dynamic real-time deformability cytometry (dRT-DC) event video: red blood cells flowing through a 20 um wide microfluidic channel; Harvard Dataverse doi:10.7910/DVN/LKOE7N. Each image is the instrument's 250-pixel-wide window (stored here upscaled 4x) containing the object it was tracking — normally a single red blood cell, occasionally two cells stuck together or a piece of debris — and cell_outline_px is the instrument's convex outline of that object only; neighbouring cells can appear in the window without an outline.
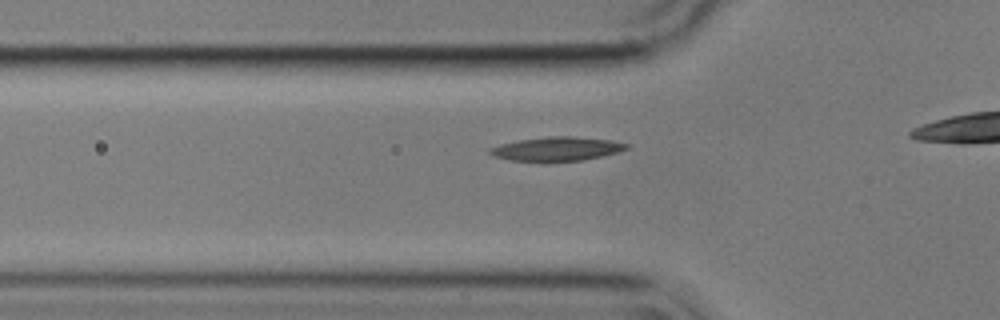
{"species": "common noctule bat (a hibernating species)", "species_latin": "Nyctalus noctula", "temperature_condition": "cold", "stored_images_in_passage": 12, "camera_frame_rate_fps": 3000, "um_per_image_px": 0.085, "animal": {"sex": "male", "body_mass_g": 17.9}, "frame": {"image": 1, "passage_image": 2, "time_ms": 0.333, "image_size_px": [1000, 320], "cell_outline_px": [[628, 148], [616, 152], [584, 160], [508, 160], [492, 156], [488, 152], [488, 148], [500, 144], [516, 140], [548, 136], [572, 136], [612, 140], [628, 144]], "centroid_in_image_um": [47.27, 12.63], "position_along_channel_um": 78.5, "area_um2": 18.79}}
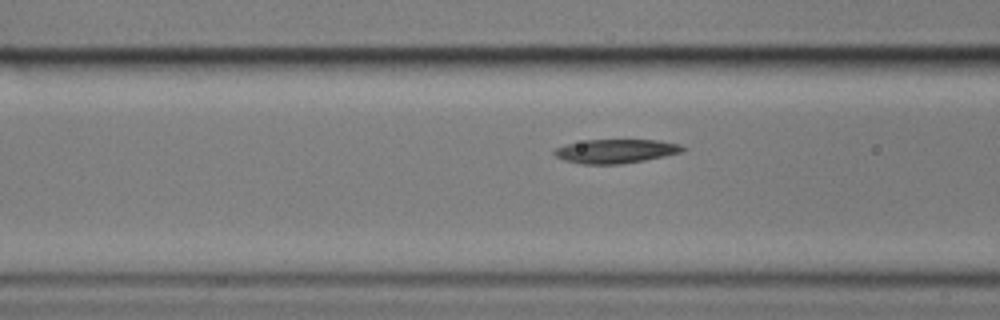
{"frame": {"image": 2, "passage_image": 5, "time_ms": 1.333, "image_size_px": [1000, 320], "cell_outline_px": [[688, 148], [684, 152], [644, 160], [620, 164], [584, 164], [564, 160], [556, 156], [552, 152], [556, 148], [568, 144], [584, 140], [656, 140], [680, 144]], "centroid_in_image_um": [52.38, 12.85], "position_along_channel_um": 114.2, "area_um2": 17.86}}
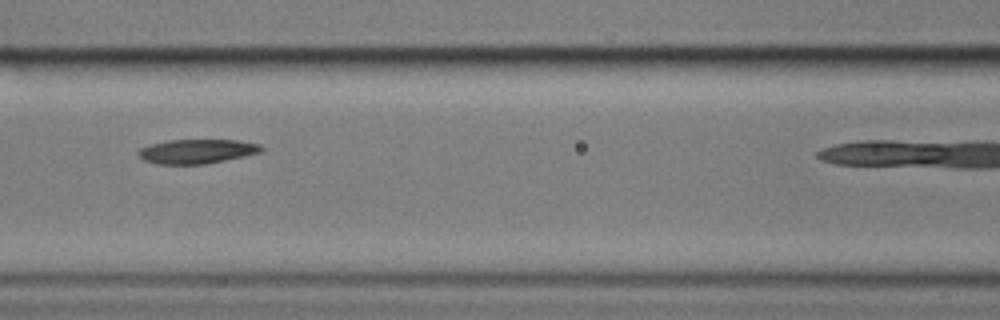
{"frame": {"image": 3, "passage_image": 8, "time_ms": 2.333, "image_size_px": [1000, 320], "cell_outline_px": [[264, 152], [204, 164], [156, 164], [144, 160], [136, 152], [140, 148], [152, 144], [168, 140], [236, 140], [260, 144], [264, 148]], "centroid_in_image_um": [16.76, 12.86], "position_along_channel_um": 149.8, "area_um2": 17.4}}